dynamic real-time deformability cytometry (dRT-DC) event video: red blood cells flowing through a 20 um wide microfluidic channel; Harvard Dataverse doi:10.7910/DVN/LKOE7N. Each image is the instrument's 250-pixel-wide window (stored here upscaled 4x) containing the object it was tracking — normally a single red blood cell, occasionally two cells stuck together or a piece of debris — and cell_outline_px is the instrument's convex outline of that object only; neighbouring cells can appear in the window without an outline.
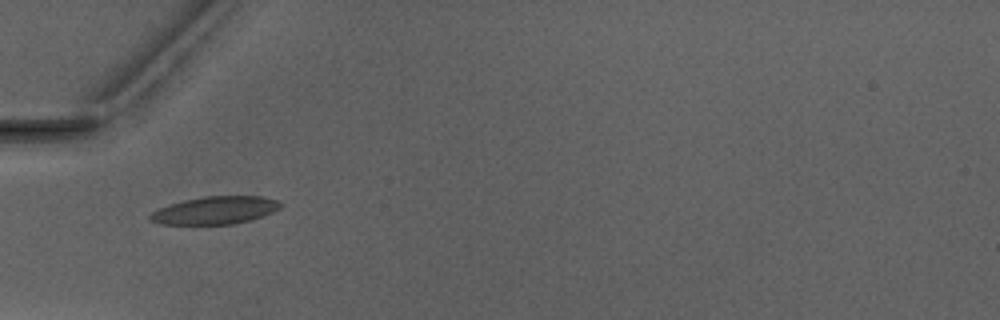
{"species": "Egyptian fruit bat (a non-hibernating species)", "species_latin": "Rousettus aegyptiacus", "temperature_condition": "warm", "stored_images_in_passage": 4, "camera_frame_rate_fps": 3000, "um_per_image_px": 0.085, "animal": {"sex": "male"}, "frame": {"image": 1, "passage_image": 2, "time_ms": 1.333, "image_size_px": [1000, 320], "cell_outline_px": [[284, 204], [280, 208], [272, 212], [248, 220], [232, 224], [160, 224], [148, 220], [148, 216], [152, 212], [160, 208], [184, 200], [204, 196], [260, 196], [280, 200]], "centroid_in_image_um": [18.3, 17.87], "position_along_channel_um": 66.7, "area_um2": 20.92}}
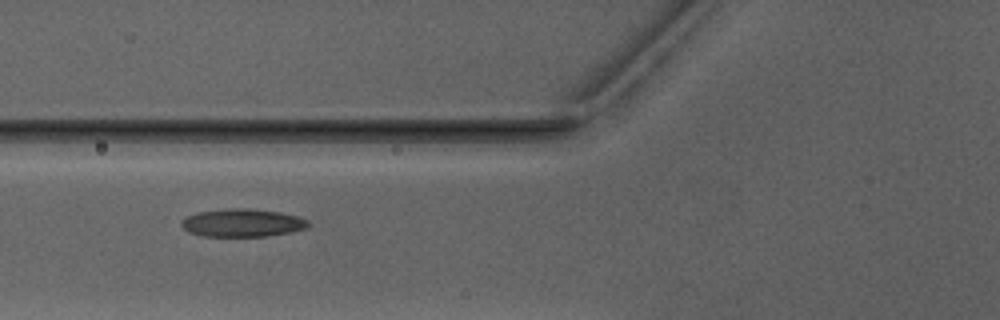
{"frame": {"image": 2, "passage_image": 3, "time_ms": 2.333, "image_size_px": [1000, 320], "cell_outline_px": [[308, 224], [304, 228], [288, 232], [268, 236], [204, 236], [188, 232], [180, 224], [188, 216], [196, 212], [232, 208], [244, 208], [280, 212], [296, 216], [308, 220]], "centroid_in_image_um": [20.57, 18.94], "position_along_channel_um": 105.2, "area_um2": 20.29}}
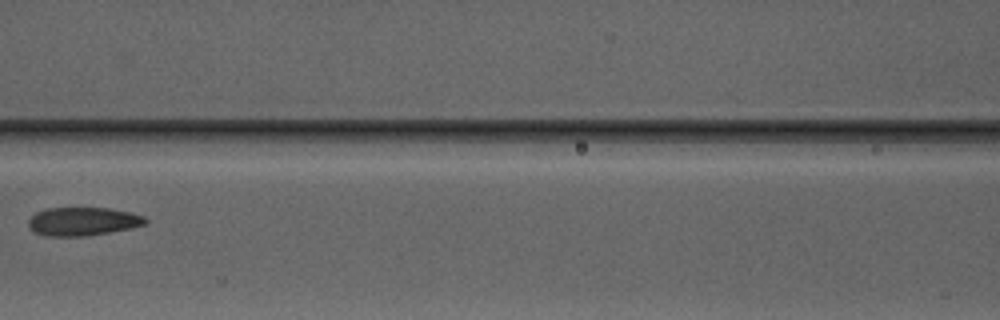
{"frame": {"image": 3, "passage_image": 4, "time_ms": 3.667, "image_size_px": [1000, 320], "cell_outline_px": [[148, 220], [144, 224], [128, 228], [108, 232], [84, 236], [44, 236], [36, 232], [28, 224], [28, 220], [36, 212], [44, 208], [108, 208], [132, 212], [144, 216]], "centroid_in_image_um": [7.03, 18.81], "position_along_channel_um": 159.6, "area_um2": 19.19}}